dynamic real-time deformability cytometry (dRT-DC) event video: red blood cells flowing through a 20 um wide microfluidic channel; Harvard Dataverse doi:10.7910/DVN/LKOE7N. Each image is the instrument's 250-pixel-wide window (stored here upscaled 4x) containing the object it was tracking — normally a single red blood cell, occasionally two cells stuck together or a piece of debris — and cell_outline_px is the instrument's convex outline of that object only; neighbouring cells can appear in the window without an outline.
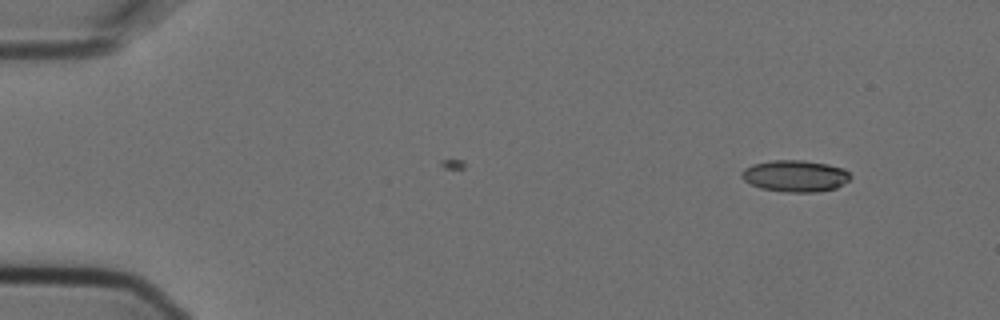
{"species": "Egyptian fruit bat (a non-hibernating species)", "species_latin": "Rousettus aegyptiacus", "temperature_condition": "cold", "stored_images_in_passage": 2, "camera_frame_rate_fps": 3000, "um_per_image_px": 0.085, "animal": {"sex": "female"}, "frame": {"image": 1, "passage_image": 1, "time_ms": 0.0, "image_size_px": [1000, 320], "cell_outline_px": [[852, 176], [848, 180], [836, 188], [816, 192], [784, 192], [760, 188], [744, 180], [740, 176], [740, 172], [744, 168], [752, 164], [772, 160], [804, 160], [828, 164], [844, 168]], "centroid_in_image_um": [67.57, 14.95], "position_along_channel_um": 17.4, "area_um2": 20.17}}